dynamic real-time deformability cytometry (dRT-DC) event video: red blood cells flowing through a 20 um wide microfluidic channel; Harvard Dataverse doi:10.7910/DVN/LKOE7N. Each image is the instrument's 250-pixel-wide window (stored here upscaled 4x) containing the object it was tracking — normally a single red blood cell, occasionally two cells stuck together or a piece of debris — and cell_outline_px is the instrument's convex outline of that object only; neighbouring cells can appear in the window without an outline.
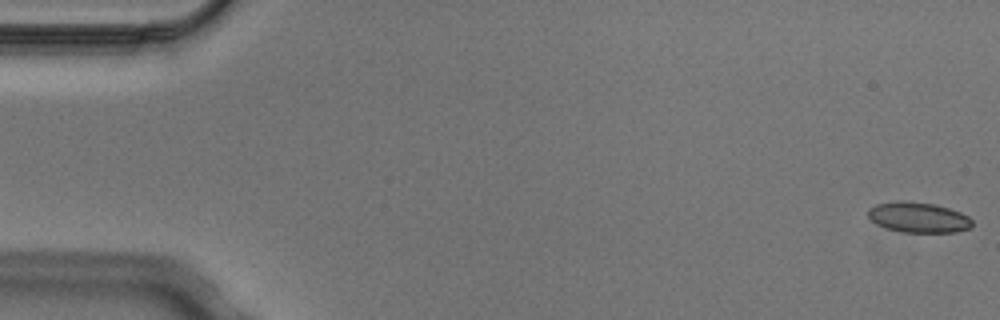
{"species": "Egyptian fruit bat (a non-hibernating species)", "species_latin": "Rousettus aegyptiacus", "temperature_condition": "cold", "stored_images_in_passage": 6, "camera_frame_rate_fps": 3000, "um_per_image_px": 0.085, "animal": {"sex": "male"}, "frame": {"image": 1, "passage_image": 1, "time_ms": 0.0, "image_size_px": [1000, 320], "cell_outline_px": [[972, 228], [956, 232], [904, 232], [888, 228], [876, 224], [868, 216], [868, 208], [876, 204], [896, 200], [904, 200], [936, 204], [960, 212], [968, 216], [972, 220]], "centroid_in_image_um": [78.07, 18.46], "position_along_channel_um": 6.9, "area_um2": 18.55}}
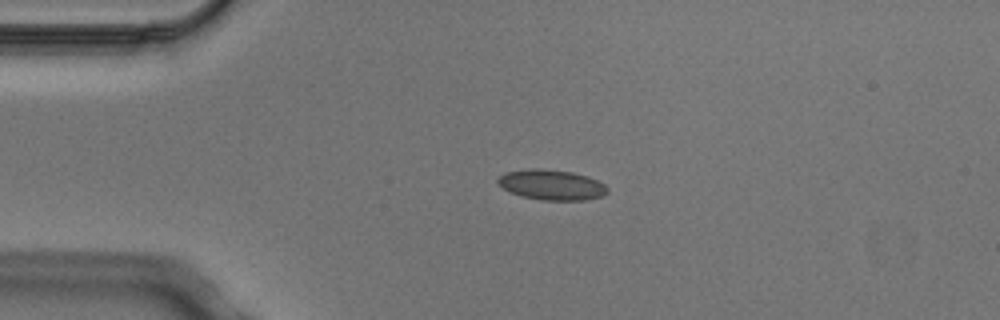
{"frame": {"image": 2, "passage_image": 4, "time_ms": 1.0, "image_size_px": [1000, 320], "cell_outline_px": [[608, 192], [604, 196], [584, 200], [544, 200], [520, 196], [504, 188], [496, 180], [504, 172], [532, 168], [536, 168], [572, 172], [588, 176], [604, 184], [608, 188]], "centroid_in_image_um": [46.91, 15.71], "position_along_channel_um": 38.1, "area_um2": 19.25}}
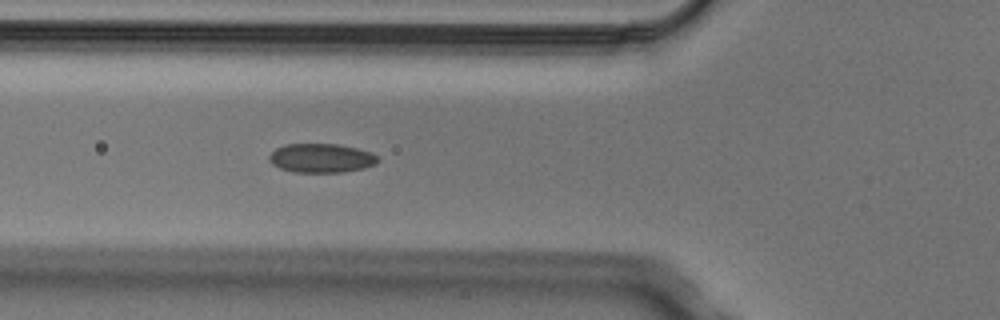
{"frame": {"image": 3, "passage_image": 6, "time_ms": 1.667, "image_size_px": [1000, 320], "cell_outline_px": [[380, 160], [376, 164], [364, 168], [344, 172], [292, 172], [280, 168], [272, 164], [268, 160], [268, 156], [276, 148], [288, 144], [336, 144], [356, 148], [372, 152]], "centroid_in_image_um": [27.31, 13.44], "position_along_channel_um": 98.5, "area_um2": 18.44}}